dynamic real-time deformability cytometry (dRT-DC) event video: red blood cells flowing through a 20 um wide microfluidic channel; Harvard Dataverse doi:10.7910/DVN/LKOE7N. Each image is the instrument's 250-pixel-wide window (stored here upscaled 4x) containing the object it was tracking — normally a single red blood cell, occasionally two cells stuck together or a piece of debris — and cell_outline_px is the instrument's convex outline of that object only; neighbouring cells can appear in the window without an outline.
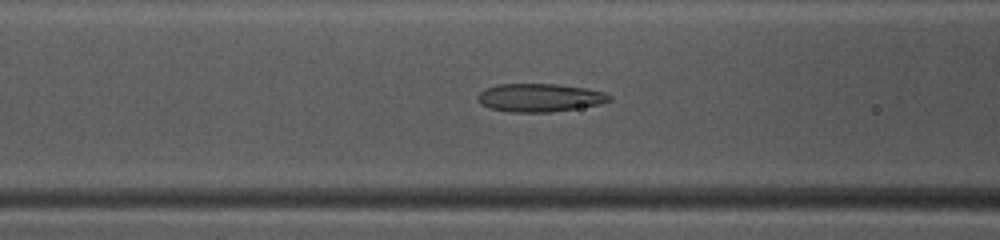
{"species": "common noctule bat (a hibernating species)", "species_latin": "Nyctalus noctula", "temperature_condition": "warm", "stored_images_in_passage": 44, "camera_frame_rate_fps": 3000, "um_per_image_px": 0.085, "animal": {"sex": "female", "body_mass_g": 10.0, "forearm_length_mm": 53.1}, "frame": {"image": 1, "passage_image": 16, "time_ms": 5.0, "image_size_px": [1000, 240], "cell_outline_px": [[612, 100], [600, 104], [552, 112], [508, 112], [492, 108], [480, 104], [476, 100], [476, 96], [484, 88], [496, 84], [556, 84], [588, 88], [604, 92], [612, 96]], "centroid_in_image_um": [45.86, 8.29], "position_along_channel_um": 120.7, "area_um2": 21.85}}
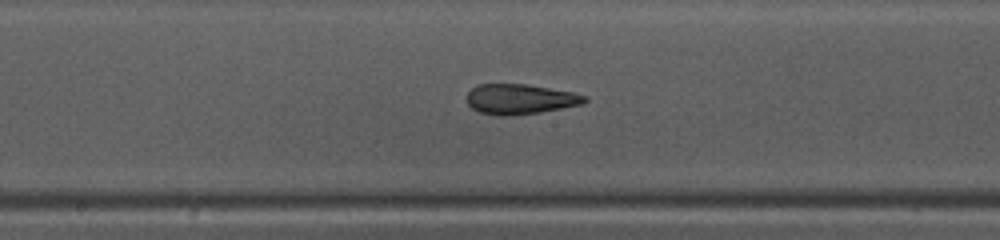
{"frame": {"image": 2, "passage_image": 22, "time_ms": 7.0, "image_size_px": [1000, 240], "cell_outline_px": [[588, 100], [580, 104], [540, 112], [512, 116], [496, 116], [480, 112], [472, 108], [468, 104], [468, 92], [476, 84], [528, 84], [576, 92], [588, 96]], "centroid_in_image_um": [44.22, 8.42], "position_along_channel_um": 204.0, "area_um2": 20.87}}
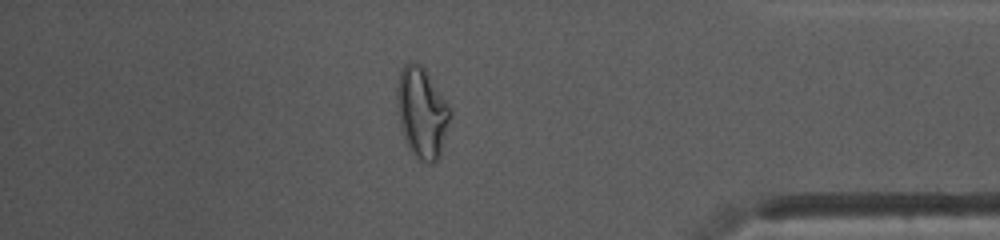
{"frame": {"image": 3, "passage_image": 38, "time_ms": 12.333, "image_size_px": [1000, 240], "cell_outline_px": [[452, 112], [440, 156], [432, 164], [420, 160], [408, 148], [404, 140], [396, 104], [396, 88], [400, 72], [404, 64], [408, 60], [416, 60], [424, 68], [452, 108]], "centroid_in_image_um": [35.86, 9.54], "position_along_channel_um": 399.3, "area_um2": 28.44}, "authors_computed_cell_mechanics": {"area_um2": 22.3108, "velocity_mm_per_s": 4.1433, "shape_relaxation_time_tau1_ms": null, "shape_relaxation_time_tau2_ms": 1.7813, "deformation_change_tau1": null, "deformation_change_tau2": 0.1112}}